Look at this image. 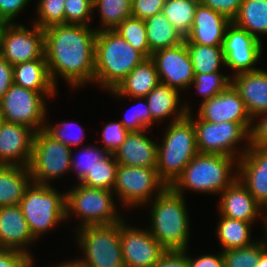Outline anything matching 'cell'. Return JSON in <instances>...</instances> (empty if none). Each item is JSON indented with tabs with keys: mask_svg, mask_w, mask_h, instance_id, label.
Segmentation results:
<instances>
[{
	"mask_svg": "<svg viewBox=\"0 0 267 267\" xmlns=\"http://www.w3.org/2000/svg\"><path fill=\"white\" fill-rule=\"evenodd\" d=\"M90 28L81 24H60L44 30V55L55 86L57 74L72 88L94 83L97 30Z\"/></svg>",
	"mask_w": 267,
	"mask_h": 267,
	"instance_id": "1",
	"label": "cell"
},
{
	"mask_svg": "<svg viewBox=\"0 0 267 267\" xmlns=\"http://www.w3.org/2000/svg\"><path fill=\"white\" fill-rule=\"evenodd\" d=\"M145 59L113 30H99L95 40L94 82L108 91L114 90Z\"/></svg>",
	"mask_w": 267,
	"mask_h": 267,
	"instance_id": "2",
	"label": "cell"
},
{
	"mask_svg": "<svg viewBox=\"0 0 267 267\" xmlns=\"http://www.w3.org/2000/svg\"><path fill=\"white\" fill-rule=\"evenodd\" d=\"M149 233L166 250H187L190 234L188 210L182 194L167 186L154 196Z\"/></svg>",
	"mask_w": 267,
	"mask_h": 267,
	"instance_id": "3",
	"label": "cell"
},
{
	"mask_svg": "<svg viewBox=\"0 0 267 267\" xmlns=\"http://www.w3.org/2000/svg\"><path fill=\"white\" fill-rule=\"evenodd\" d=\"M237 161L232 156L198 153L170 187L182 195L186 189L220 194L237 178V172L233 171Z\"/></svg>",
	"mask_w": 267,
	"mask_h": 267,
	"instance_id": "4",
	"label": "cell"
},
{
	"mask_svg": "<svg viewBox=\"0 0 267 267\" xmlns=\"http://www.w3.org/2000/svg\"><path fill=\"white\" fill-rule=\"evenodd\" d=\"M157 149V172L171 186L187 164L198 154L193 120L188 116L168 124Z\"/></svg>",
	"mask_w": 267,
	"mask_h": 267,
	"instance_id": "5",
	"label": "cell"
},
{
	"mask_svg": "<svg viewBox=\"0 0 267 267\" xmlns=\"http://www.w3.org/2000/svg\"><path fill=\"white\" fill-rule=\"evenodd\" d=\"M19 206L35 239L67 219L66 192L62 195L51 185L32 182Z\"/></svg>",
	"mask_w": 267,
	"mask_h": 267,
	"instance_id": "6",
	"label": "cell"
},
{
	"mask_svg": "<svg viewBox=\"0 0 267 267\" xmlns=\"http://www.w3.org/2000/svg\"><path fill=\"white\" fill-rule=\"evenodd\" d=\"M83 258L75 261L83 267H125L120 241V222L85 226L76 233Z\"/></svg>",
	"mask_w": 267,
	"mask_h": 267,
	"instance_id": "7",
	"label": "cell"
},
{
	"mask_svg": "<svg viewBox=\"0 0 267 267\" xmlns=\"http://www.w3.org/2000/svg\"><path fill=\"white\" fill-rule=\"evenodd\" d=\"M113 194V191L107 189L89 188L77 183L66 193V218L73 213V216L81 217L82 224L77 229L122 221V215L120 217L116 213Z\"/></svg>",
	"mask_w": 267,
	"mask_h": 267,
	"instance_id": "8",
	"label": "cell"
},
{
	"mask_svg": "<svg viewBox=\"0 0 267 267\" xmlns=\"http://www.w3.org/2000/svg\"><path fill=\"white\" fill-rule=\"evenodd\" d=\"M57 91H34L14 83L0 100V116L7 123L22 124L35 132L45 129L46 98Z\"/></svg>",
	"mask_w": 267,
	"mask_h": 267,
	"instance_id": "9",
	"label": "cell"
},
{
	"mask_svg": "<svg viewBox=\"0 0 267 267\" xmlns=\"http://www.w3.org/2000/svg\"><path fill=\"white\" fill-rule=\"evenodd\" d=\"M72 150L52 137L45 129L35 132L29 171L32 182L50 185L67 171H71Z\"/></svg>",
	"mask_w": 267,
	"mask_h": 267,
	"instance_id": "10",
	"label": "cell"
},
{
	"mask_svg": "<svg viewBox=\"0 0 267 267\" xmlns=\"http://www.w3.org/2000/svg\"><path fill=\"white\" fill-rule=\"evenodd\" d=\"M187 116L193 120L198 153L232 156L238 160L249 148L250 132L240 123H210L198 116L194 121L191 112ZM242 140H246L248 144L238 153V143Z\"/></svg>",
	"mask_w": 267,
	"mask_h": 267,
	"instance_id": "11",
	"label": "cell"
},
{
	"mask_svg": "<svg viewBox=\"0 0 267 267\" xmlns=\"http://www.w3.org/2000/svg\"><path fill=\"white\" fill-rule=\"evenodd\" d=\"M166 187L167 185L160 179L156 168L119 164L113 192L121 199L119 202L132 208V206L138 207L147 204L152 200L153 195H159Z\"/></svg>",
	"mask_w": 267,
	"mask_h": 267,
	"instance_id": "12",
	"label": "cell"
},
{
	"mask_svg": "<svg viewBox=\"0 0 267 267\" xmlns=\"http://www.w3.org/2000/svg\"><path fill=\"white\" fill-rule=\"evenodd\" d=\"M3 23L0 29V55L12 66L31 60L46 59L44 30L32 25Z\"/></svg>",
	"mask_w": 267,
	"mask_h": 267,
	"instance_id": "13",
	"label": "cell"
},
{
	"mask_svg": "<svg viewBox=\"0 0 267 267\" xmlns=\"http://www.w3.org/2000/svg\"><path fill=\"white\" fill-rule=\"evenodd\" d=\"M222 50L225 57L224 66L234 70V75L259 69L254 65L261 57L262 41L233 22L226 29Z\"/></svg>",
	"mask_w": 267,
	"mask_h": 267,
	"instance_id": "14",
	"label": "cell"
},
{
	"mask_svg": "<svg viewBox=\"0 0 267 267\" xmlns=\"http://www.w3.org/2000/svg\"><path fill=\"white\" fill-rule=\"evenodd\" d=\"M151 59L156 65L160 83L179 91L190 89L195 74L185 40L152 53Z\"/></svg>",
	"mask_w": 267,
	"mask_h": 267,
	"instance_id": "15",
	"label": "cell"
},
{
	"mask_svg": "<svg viewBox=\"0 0 267 267\" xmlns=\"http://www.w3.org/2000/svg\"><path fill=\"white\" fill-rule=\"evenodd\" d=\"M120 221V241L125 267H152L166 249L147 229L127 225Z\"/></svg>",
	"mask_w": 267,
	"mask_h": 267,
	"instance_id": "16",
	"label": "cell"
},
{
	"mask_svg": "<svg viewBox=\"0 0 267 267\" xmlns=\"http://www.w3.org/2000/svg\"><path fill=\"white\" fill-rule=\"evenodd\" d=\"M198 117L210 123L235 122L249 132L253 119L239 93L230 85L225 91L200 104Z\"/></svg>",
	"mask_w": 267,
	"mask_h": 267,
	"instance_id": "17",
	"label": "cell"
},
{
	"mask_svg": "<svg viewBox=\"0 0 267 267\" xmlns=\"http://www.w3.org/2000/svg\"><path fill=\"white\" fill-rule=\"evenodd\" d=\"M236 169L240 182L267 210V147L249 146L238 159Z\"/></svg>",
	"mask_w": 267,
	"mask_h": 267,
	"instance_id": "18",
	"label": "cell"
},
{
	"mask_svg": "<svg viewBox=\"0 0 267 267\" xmlns=\"http://www.w3.org/2000/svg\"><path fill=\"white\" fill-rule=\"evenodd\" d=\"M35 131L25 125L3 122L0 130V165L28 167Z\"/></svg>",
	"mask_w": 267,
	"mask_h": 267,
	"instance_id": "19",
	"label": "cell"
},
{
	"mask_svg": "<svg viewBox=\"0 0 267 267\" xmlns=\"http://www.w3.org/2000/svg\"><path fill=\"white\" fill-rule=\"evenodd\" d=\"M218 210L225 216L254 224L256 218L264 216L265 210L236 178L220 193Z\"/></svg>",
	"mask_w": 267,
	"mask_h": 267,
	"instance_id": "20",
	"label": "cell"
},
{
	"mask_svg": "<svg viewBox=\"0 0 267 267\" xmlns=\"http://www.w3.org/2000/svg\"><path fill=\"white\" fill-rule=\"evenodd\" d=\"M232 21L199 3L196 8L192 28L185 39L186 44L222 46L226 29Z\"/></svg>",
	"mask_w": 267,
	"mask_h": 267,
	"instance_id": "21",
	"label": "cell"
},
{
	"mask_svg": "<svg viewBox=\"0 0 267 267\" xmlns=\"http://www.w3.org/2000/svg\"><path fill=\"white\" fill-rule=\"evenodd\" d=\"M34 239L19 205L0 207V248L18 250L33 259L27 249Z\"/></svg>",
	"mask_w": 267,
	"mask_h": 267,
	"instance_id": "22",
	"label": "cell"
},
{
	"mask_svg": "<svg viewBox=\"0 0 267 267\" xmlns=\"http://www.w3.org/2000/svg\"><path fill=\"white\" fill-rule=\"evenodd\" d=\"M231 85L239 93L253 119L267 112V71L257 69L231 77Z\"/></svg>",
	"mask_w": 267,
	"mask_h": 267,
	"instance_id": "23",
	"label": "cell"
},
{
	"mask_svg": "<svg viewBox=\"0 0 267 267\" xmlns=\"http://www.w3.org/2000/svg\"><path fill=\"white\" fill-rule=\"evenodd\" d=\"M147 130L129 132L121 146L113 153L118 164L125 166L157 168V149L147 135Z\"/></svg>",
	"mask_w": 267,
	"mask_h": 267,
	"instance_id": "24",
	"label": "cell"
},
{
	"mask_svg": "<svg viewBox=\"0 0 267 267\" xmlns=\"http://www.w3.org/2000/svg\"><path fill=\"white\" fill-rule=\"evenodd\" d=\"M179 94V90L159 83L148 95L145 96L152 117V124L156 121H165L166 118L168 119L169 117L174 116V114L175 116L171 120L172 122H176L185 118L187 113L191 112V108L187 103H184V105L179 107Z\"/></svg>",
	"mask_w": 267,
	"mask_h": 267,
	"instance_id": "25",
	"label": "cell"
},
{
	"mask_svg": "<svg viewBox=\"0 0 267 267\" xmlns=\"http://www.w3.org/2000/svg\"><path fill=\"white\" fill-rule=\"evenodd\" d=\"M159 83L156 65L151 58H147L137 65L121 84L109 93L117 98H144Z\"/></svg>",
	"mask_w": 267,
	"mask_h": 267,
	"instance_id": "26",
	"label": "cell"
},
{
	"mask_svg": "<svg viewBox=\"0 0 267 267\" xmlns=\"http://www.w3.org/2000/svg\"><path fill=\"white\" fill-rule=\"evenodd\" d=\"M31 183L28 167L0 165V207L19 205Z\"/></svg>",
	"mask_w": 267,
	"mask_h": 267,
	"instance_id": "27",
	"label": "cell"
},
{
	"mask_svg": "<svg viewBox=\"0 0 267 267\" xmlns=\"http://www.w3.org/2000/svg\"><path fill=\"white\" fill-rule=\"evenodd\" d=\"M13 83L34 91H57L50 78L46 59L31 60L13 66Z\"/></svg>",
	"mask_w": 267,
	"mask_h": 267,
	"instance_id": "28",
	"label": "cell"
},
{
	"mask_svg": "<svg viewBox=\"0 0 267 267\" xmlns=\"http://www.w3.org/2000/svg\"><path fill=\"white\" fill-rule=\"evenodd\" d=\"M145 26L151 53L176 46L185 40L162 12L146 18Z\"/></svg>",
	"mask_w": 267,
	"mask_h": 267,
	"instance_id": "29",
	"label": "cell"
},
{
	"mask_svg": "<svg viewBox=\"0 0 267 267\" xmlns=\"http://www.w3.org/2000/svg\"><path fill=\"white\" fill-rule=\"evenodd\" d=\"M232 22L261 41L267 34V0H243Z\"/></svg>",
	"mask_w": 267,
	"mask_h": 267,
	"instance_id": "30",
	"label": "cell"
},
{
	"mask_svg": "<svg viewBox=\"0 0 267 267\" xmlns=\"http://www.w3.org/2000/svg\"><path fill=\"white\" fill-rule=\"evenodd\" d=\"M217 227V237L223 247L222 251L240 247H247L255 243L251 239V227L253 223L241 221L225 216H220Z\"/></svg>",
	"mask_w": 267,
	"mask_h": 267,
	"instance_id": "31",
	"label": "cell"
},
{
	"mask_svg": "<svg viewBox=\"0 0 267 267\" xmlns=\"http://www.w3.org/2000/svg\"><path fill=\"white\" fill-rule=\"evenodd\" d=\"M199 3V0H165L162 13L184 39L192 28Z\"/></svg>",
	"mask_w": 267,
	"mask_h": 267,
	"instance_id": "32",
	"label": "cell"
},
{
	"mask_svg": "<svg viewBox=\"0 0 267 267\" xmlns=\"http://www.w3.org/2000/svg\"><path fill=\"white\" fill-rule=\"evenodd\" d=\"M186 45L192 60L194 74L220 72V66L225 65L222 46Z\"/></svg>",
	"mask_w": 267,
	"mask_h": 267,
	"instance_id": "33",
	"label": "cell"
},
{
	"mask_svg": "<svg viewBox=\"0 0 267 267\" xmlns=\"http://www.w3.org/2000/svg\"><path fill=\"white\" fill-rule=\"evenodd\" d=\"M93 8L100 13L99 30H114L126 18L132 16V0H93Z\"/></svg>",
	"mask_w": 267,
	"mask_h": 267,
	"instance_id": "34",
	"label": "cell"
},
{
	"mask_svg": "<svg viewBox=\"0 0 267 267\" xmlns=\"http://www.w3.org/2000/svg\"><path fill=\"white\" fill-rule=\"evenodd\" d=\"M113 31L146 58H151L152 53L148 45L145 20L133 16L128 17Z\"/></svg>",
	"mask_w": 267,
	"mask_h": 267,
	"instance_id": "35",
	"label": "cell"
},
{
	"mask_svg": "<svg viewBox=\"0 0 267 267\" xmlns=\"http://www.w3.org/2000/svg\"><path fill=\"white\" fill-rule=\"evenodd\" d=\"M118 162L113 153H110L106 158L95 166L80 184L89 188L107 189L113 191L116 184V175Z\"/></svg>",
	"mask_w": 267,
	"mask_h": 267,
	"instance_id": "36",
	"label": "cell"
},
{
	"mask_svg": "<svg viewBox=\"0 0 267 267\" xmlns=\"http://www.w3.org/2000/svg\"><path fill=\"white\" fill-rule=\"evenodd\" d=\"M213 72L209 74H195L190 86L195 85L199 95L203 96L201 103L225 91L231 85V76Z\"/></svg>",
	"mask_w": 267,
	"mask_h": 267,
	"instance_id": "37",
	"label": "cell"
},
{
	"mask_svg": "<svg viewBox=\"0 0 267 267\" xmlns=\"http://www.w3.org/2000/svg\"><path fill=\"white\" fill-rule=\"evenodd\" d=\"M222 252L224 267H255L262 254V239L247 247L228 249Z\"/></svg>",
	"mask_w": 267,
	"mask_h": 267,
	"instance_id": "38",
	"label": "cell"
},
{
	"mask_svg": "<svg viewBox=\"0 0 267 267\" xmlns=\"http://www.w3.org/2000/svg\"><path fill=\"white\" fill-rule=\"evenodd\" d=\"M65 0H40L37 9V18L34 23L45 30L54 25L65 24Z\"/></svg>",
	"mask_w": 267,
	"mask_h": 267,
	"instance_id": "39",
	"label": "cell"
},
{
	"mask_svg": "<svg viewBox=\"0 0 267 267\" xmlns=\"http://www.w3.org/2000/svg\"><path fill=\"white\" fill-rule=\"evenodd\" d=\"M82 149L77 158L71 155V170L77 174L78 183L95 168L98 162H101L110 154L104 148L99 149L96 145L87 146Z\"/></svg>",
	"mask_w": 267,
	"mask_h": 267,
	"instance_id": "40",
	"label": "cell"
},
{
	"mask_svg": "<svg viewBox=\"0 0 267 267\" xmlns=\"http://www.w3.org/2000/svg\"><path fill=\"white\" fill-rule=\"evenodd\" d=\"M130 99H135V101L139 100L141 102L135 104L133 108H130V114H126V116L123 118V120H120V122L129 132H141L143 130H148V128H150L152 125V117L145 97H131Z\"/></svg>",
	"mask_w": 267,
	"mask_h": 267,
	"instance_id": "41",
	"label": "cell"
},
{
	"mask_svg": "<svg viewBox=\"0 0 267 267\" xmlns=\"http://www.w3.org/2000/svg\"><path fill=\"white\" fill-rule=\"evenodd\" d=\"M65 24L90 26L93 0H65Z\"/></svg>",
	"mask_w": 267,
	"mask_h": 267,
	"instance_id": "42",
	"label": "cell"
},
{
	"mask_svg": "<svg viewBox=\"0 0 267 267\" xmlns=\"http://www.w3.org/2000/svg\"><path fill=\"white\" fill-rule=\"evenodd\" d=\"M48 124L49 123L45 125V130L59 142H62L66 146H69L71 149L73 146L78 147L79 145H82L84 129L81 126H79L78 128L80 133H78L77 135L75 134V132L74 133L71 132L72 131L71 127L73 126L71 124H74L72 122L66 123L65 121H62L53 126L50 124L48 125Z\"/></svg>",
	"mask_w": 267,
	"mask_h": 267,
	"instance_id": "43",
	"label": "cell"
},
{
	"mask_svg": "<svg viewBox=\"0 0 267 267\" xmlns=\"http://www.w3.org/2000/svg\"><path fill=\"white\" fill-rule=\"evenodd\" d=\"M128 134L129 131L120 121L105 124L102 133V141L105 144L103 148L109 153H114L124 142Z\"/></svg>",
	"mask_w": 267,
	"mask_h": 267,
	"instance_id": "44",
	"label": "cell"
},
{
	"mask_svg": "<svg viewBox=\"0 0 267 267\" xmlns=\"http://www.w3.org/2000/svg\"><path fill=\"white\" fill-rule=\"evenodd\" d=\"M33 260L24 252L0 248V267H32Z\"/></svg>",
	"mask_w": 267,
	"mask_h": 267,
	"instance_id": "45",
	"label": "cell"
},
{
	"mask_svg": "<svg viewBox=\"0 0 267 267\" xmlns=\"http://www.w3.org/2000/svg\"><path fill=\"white\" fill-rule=\"evenodd\" d=\"M165 0H132V16L145 20L161 13Z\"/></svg>",
	"mask_w": 267,
	"mask_h": 267,
	"instance_id": "46",
	"label": "cell"
},
{
	"mask_svg": "<svg viewBox=\"0 0 267 267\" xmlns=\"http://www.w3.org/2000/svg\"><path fill=\"white\" fill-rule=\"evenodd\" d=\"M242 1L243 0H199L202 5L223 14L231 21L237 16Z\"/></svg>",
	"mask_w": 267,
	"mask_h": 267,
	"instance_id": "47",
	"label": "cell"
},
{
	"mask_svg": "<svg viewBox=\"0 0 267 267\" xmlns=\"http://www.w3.org/2000/svg\"><path fill=\"white\" fill-rule=\"evenodd\" d=\"M31 0H0V21L2 23H15L18 14L24 10Z\"/></svg>",
	"mask_w": 267,
	"mask_h": 267,
	"instance_id": "48",
	"label": "cell"
},
{
	"mask_svg": "<svg viewBox=\"0 0 267 267\" xmlns=\"http://www.w3.org/2000/svg\"><path fill=\"white\" fill-rule=\"evenodd\" d=\"M187 250H166L152 267H188Z\"/></svg>",
	"mask_w": 267,
	"mask_h": 267,
	"instance_id": "49",
	"label": "cell"
},
{
	"mask_svg": "<svg viewBox=\"0 0 267 267\" xmlns=\"http://www.w3.org/2000/svg\"><path fill=\"white\" fill-rule=\"evenodd\" d=\"M261 115L262 118L260 122H252L249 146L267 147V112L256 115L253 121L256 117H261Z\"/></svg>",
	"mask_w": 267,
	"mask_h": 267,
	"instance_id": "50",
	"label": "cell"
},
{
	"mask_svg": "<svg viewBox=\"0 0 267 267\" xmlns=\"http://www.w3.org/2000/svg\"><path fill=\"white\" fill-rule=\"evenodd\" d=\"M188 267H224L223 252L218 255L206 254L195 259L188 256Z\"/></svg>",
	"mask_w": 267,
	"mask_h": 267,
	"instance_id": "51",
	"label": "cell"
},
{
	"mask_svg": "<svg viewBox=\"0 0 267 267\" xmlns=\"http://www.w3.org/2000/svg\"><path fill=\"white\" fill-rule=\"evenodd\" d=\"M13 84V66L0 55V100Z\"/></svg>",
	"mask_w": 267,
	"mask_h": 267,
	"instance_id": "52",
	"label": "cell"
},
{
	"mask_svg": "<svg viewBox=\"0 0 267 267\" xmlns=\"http://www.w3.org/2000/svg\"><path fill=\"white\" fill-rule=\"evenodd\" d=\"M255 267H267V247L262 240V254L260 255V259L258 264Z\"/></svg>",
	"mask_w": 267,
	"mask_h": 267,
	"instance_id": "53",
	"label": "cell"
},
{
	"mask_svg": "<svg viewBox=\"0 0 267 267\" xmlns=\"http://www.w3.org/2000/svg\"><path fill=\"white\" fill-rule=\"evenodd\" d=\"M55 267H83V266L78 264L74 259L71 262L67 261V262L60 263V265L57 264Z\"/></svg>",
	"mask_w": 267,
	"mask_h": 267,
	"instance_id": "54",
	"label": "cell"
},
{
	"mask_svg": "<svg viewBox=\"0 0 267 267\" xmlns=\"http://www.w3.org/2000/svg\"><path fill=\"white\" fill-rule=\"evenodd\" d=\"M263 221H264V235H265V239L264 238H262L263 239V241H264V244L266 245V247H267V214H265L264 216H263Z\"/></svg>",
	"mask_w": 267,
	"mask_h": 267,
	"instance_id": "55",
	"label": "cell"
},
{
	"mask_svg": "<svg viewBox=\"0 0 267 267\" xmlns=\"http://www.w3.org/2000/svg\"><path fill=\"white\" fill-rule=\"evenodd\" d=\"M4 122V120L2 119V117L0 116V130H1V127H2V123Z\"/></svg>",
	"mask_w": 267,
	"mask_h": 267,
	"instance_id": "56",
	"label": "cell"
}]
</instances>
